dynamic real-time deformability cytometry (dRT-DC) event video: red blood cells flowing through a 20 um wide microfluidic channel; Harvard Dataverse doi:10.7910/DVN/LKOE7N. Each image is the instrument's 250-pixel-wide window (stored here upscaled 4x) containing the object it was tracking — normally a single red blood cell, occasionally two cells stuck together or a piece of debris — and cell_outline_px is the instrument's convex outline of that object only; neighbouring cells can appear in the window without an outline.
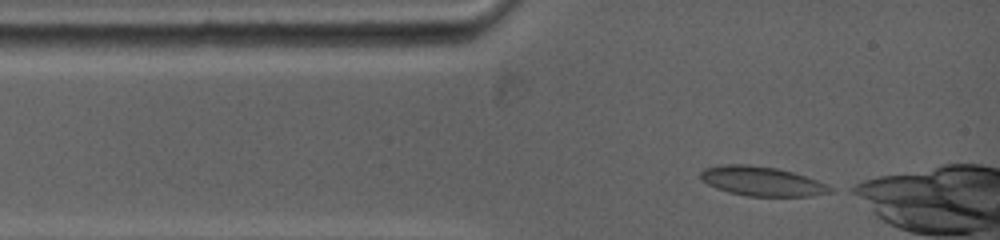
{"species": "common noctule bat (a hibernating species)", "species_latin": "Nyctalus noctula", "temperature_condition": "warm", "stored_images_in_passage": 3, "camera_frame_rate_fps": 5000, "um_per_image_px": 0.085, "animal": {"sex": "female", "body_mass_g": 19.0, "forearm_length_mm": 53.3}, "frame": {"image": 1, "passage_image": 1, "time_ms": 0.0, "image_size_px": [1000, 240], "cell_outline_px": [[836, 192], [812, 196], [748, 196], [728, 192], [716, 188], [700, 180], [700, 172], [704, 168], [720, 164], [748, 164], [776, 168], [792, 172], [816, 180], [836, 188]], "centroid_in_image_um": [64.77, 15.41], "position_along_channel_um": 20.2, "area_um2": 22.43}}
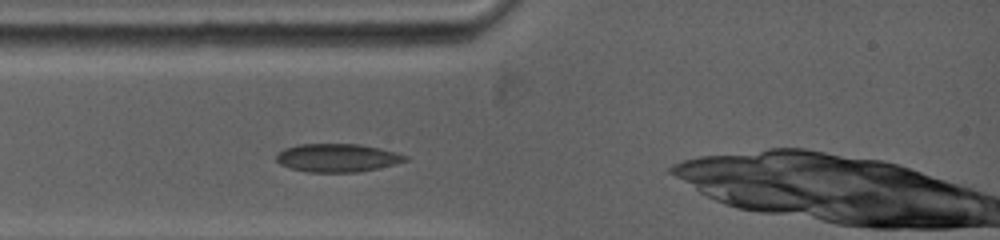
{"frame": {"image": 2, "passage_image": 3, "time_ms": 1.4, "image_size_px": [1000, 240], "cell_outline_px": [[408, 160], [396, 164], [356, 172], [308, 172], [288, 168], [280, 164], [276, 160], [276, 156], [284, 148], [296, 144], [360, 144], [380, 148], [396, 152], [408, 156]], "centroid_in_image_um": [28.66, 13.41], "position_along_channel_um": 56.3, "area_um2": 21.27}}